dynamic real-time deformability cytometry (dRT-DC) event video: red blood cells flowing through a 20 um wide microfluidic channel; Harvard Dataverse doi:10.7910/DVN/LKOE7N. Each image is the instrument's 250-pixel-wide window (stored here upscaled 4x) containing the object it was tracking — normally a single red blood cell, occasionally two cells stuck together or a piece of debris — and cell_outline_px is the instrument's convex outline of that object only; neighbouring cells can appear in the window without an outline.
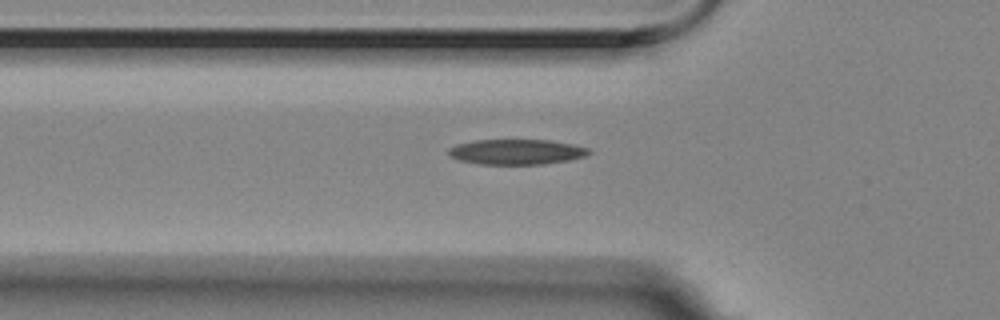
{"species": "Egyptian fruit bat (a non-hibernating species)", "species_latin": "Rousettus aegyptiacus", "temperature_condition": "room temperature", "stored_images_in_passage": 6, "segment_of_instrument_passage": [2, 2], "camera_frame_rate_fps": 3000, "um_per_image_px": 0.085, "animal": {"sex": "female"}, "frame": {"image": 1, "passage_image": 6, "time_ms": 1.667, "image_size_px": [1000, 320], "cell_outline_px": [[592, 152], [584, 156], [568, 160], [540, 164], [480, 164], [460, 160], [452, 156], [448, 152], [448, 148], [456, 144], [472, 140], [548, 140], [572, 144], [588, 148]], "centroid_in_image_um": [43.88, 12.9], "position_along_channel_um": 81.9, "area_um2": 20.46}}